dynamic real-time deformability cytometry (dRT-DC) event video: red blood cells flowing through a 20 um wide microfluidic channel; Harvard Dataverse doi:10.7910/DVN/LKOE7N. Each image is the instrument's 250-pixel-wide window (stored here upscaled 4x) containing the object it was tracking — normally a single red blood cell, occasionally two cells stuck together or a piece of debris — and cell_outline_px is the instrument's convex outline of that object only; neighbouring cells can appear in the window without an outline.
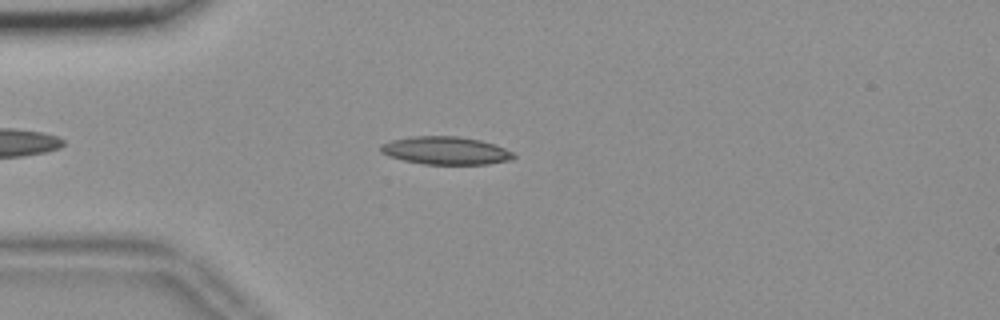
{"species": "common noctule bat (a hibernating species)", "species_latin": "Nyctalus noctula", "temperature_condition": "room temperature", "stored_images_in_passage": 42, "camera_frame_rate_fps": 3000, "um_per_image_px": 0.085, "animal": {"sex": "female", "body_mass_g": 18.4}, "frame": {"image": 1, "passage_image": 8, "time_ms": 2.333, "image_size_px": [1000, 320], "cell_outline_px": [[516, 156], [512, 160], [488, 164], [424, 164], [404, 160], [388, 156], [380, 152], [380, 144], [392, 140], [412, 136], [456, 136], [480, 140], [516, 152]], "centroid_in_image_um": [37.9, 12.8], "position_along_channel_um": 47.1, "area_um2": 21.68}}
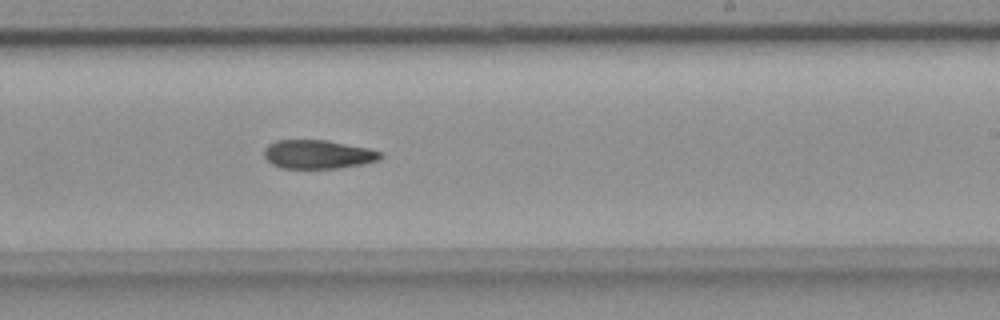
{"frame": {"image": 2, "passage_image": 27, "time_ms": 8.667, "image_size_px": [1000, 320], "cell_outline_px": [[384, 156], [380, 160], [340, 168], [280, 168], [272, 164], [264, 156], [264, 148], [268, 144], [276, 140], [328, 140], [368, 148], [380, 152]], "centroid_in_image_um": [27.02, 13.11], "position_along_channel_um": 262.0, "area_um2": 19.54}}
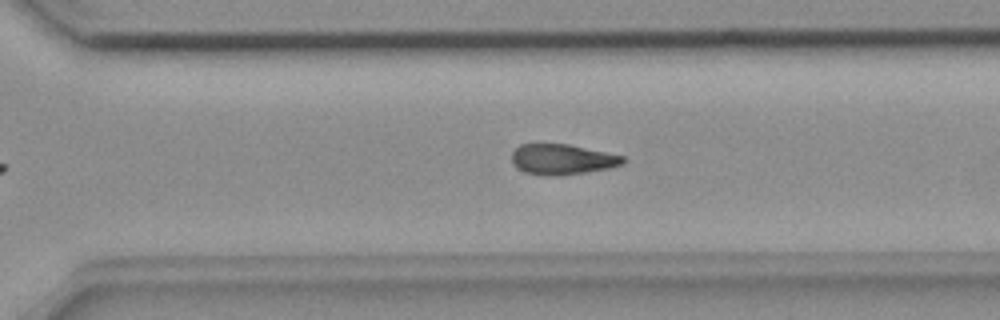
{"frame": {"image": 3, "passage_image": 32, "time_ms": 10.333, "image_size_px": [1000, 320], "cell_outline_px": [[624, 164], [608, 168], [560, 176], [544, 176], [524, 172], [512, 160], [512, 152], [520, 144], [568, 144], [624, 156]], "centroid_in_image_um": [47.79, 13.55], "position_along_channel_um": 322.8, "area_um2": 19.54}, "authors_computed_cell_mechanics": {"area_um2": 20.4612, "velocity_mm_per_s": 3.6513, "shape_relaxation_time_tau1_ms": null, "shape_relaxation_time_tau2_ms": 8.3638, "deformation_change_tau1": null, "deformation_change_tau2": 0.1719}}